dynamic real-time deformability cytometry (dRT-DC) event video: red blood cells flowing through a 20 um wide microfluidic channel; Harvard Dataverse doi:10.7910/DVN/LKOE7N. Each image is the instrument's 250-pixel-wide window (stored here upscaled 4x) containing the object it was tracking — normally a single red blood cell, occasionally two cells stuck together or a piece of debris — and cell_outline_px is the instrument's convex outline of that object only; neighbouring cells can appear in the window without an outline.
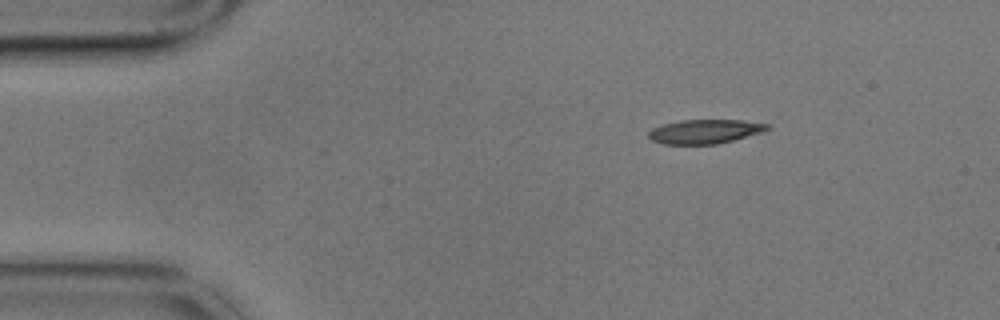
{"species": "common noctule bat (a hibernating species)", "species_latin": "Nyctalus noctula", "temperature_condition": "cold", "stored_images_in_passage": 2, "camera_frame_rate_fps": 3000, "um_per_image_px": 0.085, "animal": {"sex": "male", "body_mass_g": 17.9}, "frame": {"image": 1, "passage_image": 1, "time_ms": 0.0, "image_size_px": [1000, 320], "cell_outline_px": [[772, 128], [764, 132], [716, 144], [664, 144], [652, 140], [648, 136], [648, 132], [652, 128], [664, 124], [680, 120], [744, 120], [768, 124]], "centroid_in_image_um": [59.94, 11.17], "position_along_channel_um": 25.1, "area_um2": 16.7}}